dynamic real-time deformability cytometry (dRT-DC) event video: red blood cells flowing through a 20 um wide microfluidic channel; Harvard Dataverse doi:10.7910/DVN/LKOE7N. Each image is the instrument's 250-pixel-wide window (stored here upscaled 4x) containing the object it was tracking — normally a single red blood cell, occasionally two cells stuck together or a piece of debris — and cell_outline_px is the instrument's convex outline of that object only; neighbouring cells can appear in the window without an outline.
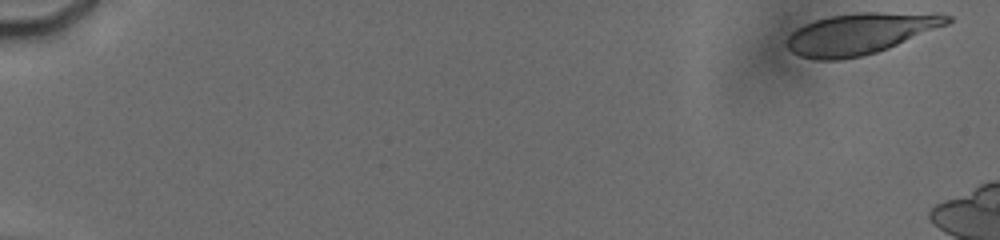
{"species": "human", "species_latin": "Homo sapiens", "temperature_condition": "cold", "stored_images_in_passage": 26, "camera_frame_rate_fps": 3000, "um_per_image_px": 0.085, "donor": {"sex": "male"}, "frame": {"image": 1, "passage_image": 2, "time_ms": 0.333, "image_size_px": [1000, 240], "cell_outline_px": [[952, 20], [948, 24], [888, 48], [876, 52], [860, 56], [840, 60], [816, 60], [800, 56], [792, 52], [788, 48], [788, 36], [796, 28], [816, 20], [832, 16], [860, 12], [936, 12], [952, 16]], "centroid_in_image_um": [73.17, 2.84], "position_along_channel_um": 11.8, "area_um2": 38.44}}